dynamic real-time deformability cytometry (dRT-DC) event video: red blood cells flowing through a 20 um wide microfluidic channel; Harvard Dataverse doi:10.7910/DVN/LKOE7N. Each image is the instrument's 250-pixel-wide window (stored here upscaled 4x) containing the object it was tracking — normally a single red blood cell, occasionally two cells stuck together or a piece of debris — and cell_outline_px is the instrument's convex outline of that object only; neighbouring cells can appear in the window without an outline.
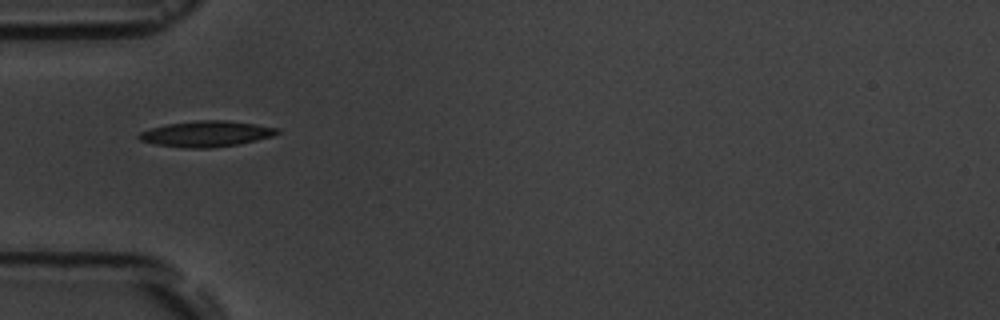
{"species": "common noctule bat (a hibernating species)", "species_latin": "Nyctalus noctula", "temperature_condition": "room temperature", "stored_images_in_passage": 11, "camera_frame_rate_fps": 3000, "um_per_image_px": 0.085, "animal": {"sex": "male", "body_mass_g": 19.5, "forearm_length_mm": 54.6}, "frame": {"image": 1, "passage_image": 1, "time_ms": 0.0, "image_size_px": [1000, 320], "cell_outline_px": [[280, 132], [272, 136], [256, 140], [236, 144], [212, 148], [184, 148], [156, 144], [140, 140], [136, 136], [140, 132], [152, 128], [168, 124], [196, 120], [228, 120], [256, 124], [280, 128]], "centroid_in_image_um": [17.55, 11.37], "position_along_channel_um": 67.5, "area_um2": 20.75}}
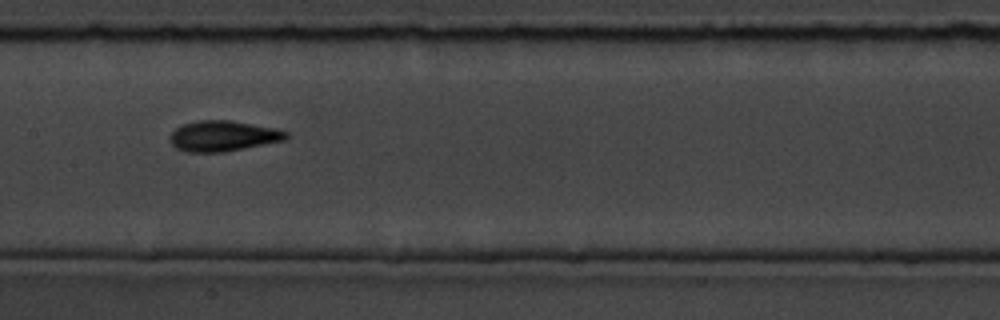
{"frame": {"image": 2, "passage_image": 4, "time_ms": 3.333, "image_size_px": [1000, 320], "cell_outline_px": [[288, 140], [224, 152], [184, 152], [176, 148], [168, 140], [168, 136], [176, 128], [184, 124], [196, 120], [228, 120], [276, 128], [288, 132]], "centroid_in_image_um": [18.96, 11.57], "position_along_channel_um": 188.4, "area_um2": 20.92}}
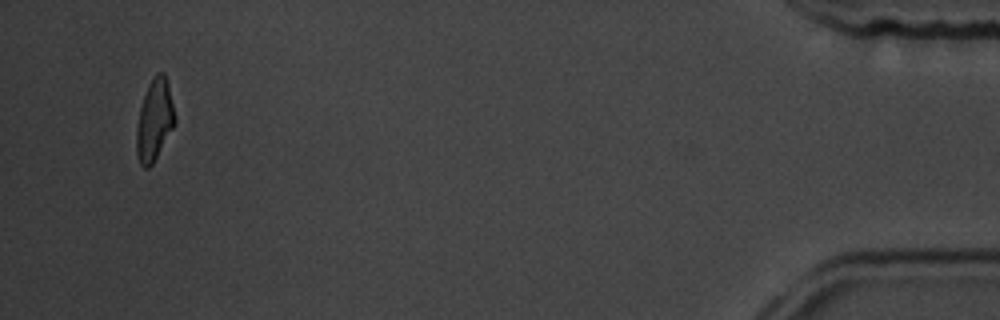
{"frame": {"image": 3, "passage_image": 11, "time_ms": 12.0, "image_size_px": [1000, 320], "cell_outline_px": [[176, 124], [152, 164], [148, 168], [144, 168], [140, 164], [136, 156], [136, 128], [140, 108], [148, 84], [156, 72], [164, 72], [168, 84], [176, 116]], "centroid_in_image_um": [13.13, 10.21], "position_along_channel_um": 422.1, "area_um2": 18.38}, "authors_computed_cell_mechanics": {"area_um2": 19.2474, "velocity_mm_per_s": 3.6424, "shape_relaxation_time_tau1_ms": 1.95, "shape_relaxation_time_tau2_ms": 3.335, "deformation_change_tau1": 0.119, "deformation_change_tau2": 0.0959}}